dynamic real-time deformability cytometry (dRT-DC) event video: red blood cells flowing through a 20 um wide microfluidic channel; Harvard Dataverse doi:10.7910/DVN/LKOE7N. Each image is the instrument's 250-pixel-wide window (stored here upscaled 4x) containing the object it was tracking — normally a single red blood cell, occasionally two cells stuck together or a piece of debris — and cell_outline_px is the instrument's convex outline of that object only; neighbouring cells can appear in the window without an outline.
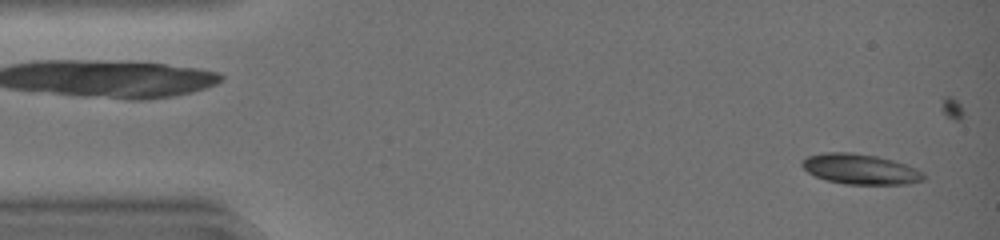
{"species": "common noctule bat (a hibernating species)", "species_latin": "Nyctalus noctula", "temperature_condition": "warm", "stored_images_in_passage": 30, "camera_frame_rate_fps": 3000, "um_per_image_px": 0.085, "animal": {"sex": "female", "body_mass_g": 19.0, "forearm_length_mm": 51.5}, "frame": {"image": 1, "passage_image": 2, "time_ms": 0.333, "image_size_px": [1000, 240], "cell_outline_px": [[924, 180], [908, 184], [844, 184], [824, 180], [808, 172], [800, 164], [800, 160], [808, 156], [824, 152], [852, 152], [876, 156], [892, 160], [916, 168], [924, 172]], "centroid_in_image_um": [73.1, 14.37], "position_along_channel_um": 11.9, "area_um2": 21.56}}
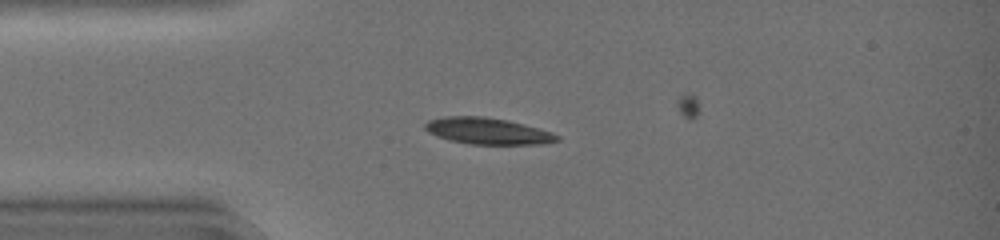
{"frame": {"image": 2, "passage_image": 11, "time_ms": 3.333, "image_size_px": [1000, 240], "cell_outline_px": [[560, 140], [544, 144], [468, 144], [448, 140], [436, 136], [428, 132], [424, 128], [424, 124], [428, 120], [444, 116], [484, 116], [508, 120], [540, 128], [552, 132], [560, 136]], "centroid_in_image_um": [41.45, 11.13], "position_along_channel_um": 43.6, "area_um2": 20.63}}
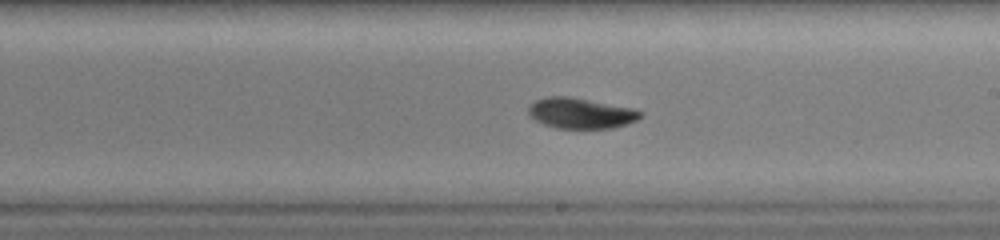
{"frame": {"image": 3, "passage_image": 26, "time_ms": 8.333, "image_size_px": [1000, 240], "cell_outline_px": [[644, 116], [628, 124], [612, 128], [556, 128], [544, 124], [528, 116], [528, 104], [536, 100], [548, 96], [572, 96], [636, 108], [644, 112]], "centroid_in_image_um": [49.4, 9.6], "position_along_channel_um": 239.6, "area_um2": 20.46}}